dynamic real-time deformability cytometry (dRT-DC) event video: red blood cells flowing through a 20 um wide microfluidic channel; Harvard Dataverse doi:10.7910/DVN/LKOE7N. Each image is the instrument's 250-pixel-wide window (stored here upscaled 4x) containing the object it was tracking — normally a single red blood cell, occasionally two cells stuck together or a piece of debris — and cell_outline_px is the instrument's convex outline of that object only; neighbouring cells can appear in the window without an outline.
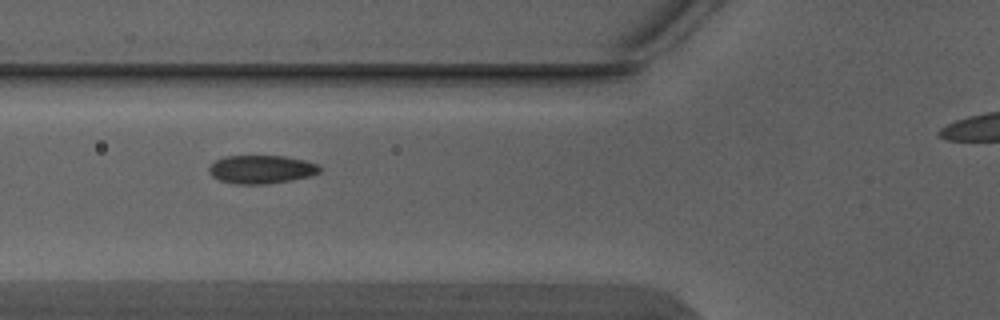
{"species": "Egyptian fruit bat (a non-hibernating species)", "species_latin": "Rousettus aegyptiacus", "temperature_condition": "warm", "stored_images_in_passage": 7, "segment_of_instrument_passage": [1, 2], "camera_frame_rate_fps": 3000, "um_per_image_px": 0.085, "animal": {"sex": "male"}, "frame": {"image": 1, "passage_image": 5, "time_ms": 1.333, "image_size_px": [1000, 320], "cell_outline_px": [[324, 168], [320, 172], [312, 176], [292, 180], [268, 184], [236, 184], [220, 180], [212, 176], [208, 168], [216, 160], [224, 156], [284, 156], [304, 160], [316, 164]], "centroid_in_image_um": [22.26, 14.4], "position_along_channel_um": 103.5, "area_um2": 18.38}}
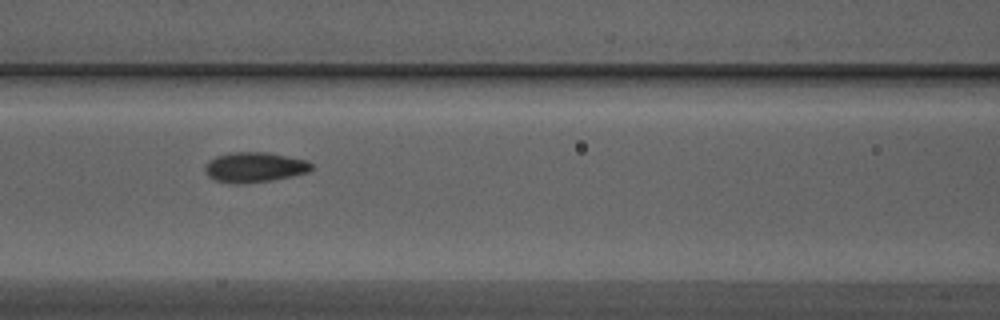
{"frame": {"image": 2, "passage_image": 6, "time_ms": 1.667, "image_size_px": [1000, 320], "cell_outline_px": [[312, 168], [308, 172], [292, 176], [272, 180], [236, 184], [216, 180], [208, 176], [204, 168], [208, 160], [216, 156], [228, 152], [268, 152], [308, 160], [312, 164]], "centroid_in_image_um": [21.63, 14.2], "position_along_channel_um": 145.0, "area_um2": 18.73}}